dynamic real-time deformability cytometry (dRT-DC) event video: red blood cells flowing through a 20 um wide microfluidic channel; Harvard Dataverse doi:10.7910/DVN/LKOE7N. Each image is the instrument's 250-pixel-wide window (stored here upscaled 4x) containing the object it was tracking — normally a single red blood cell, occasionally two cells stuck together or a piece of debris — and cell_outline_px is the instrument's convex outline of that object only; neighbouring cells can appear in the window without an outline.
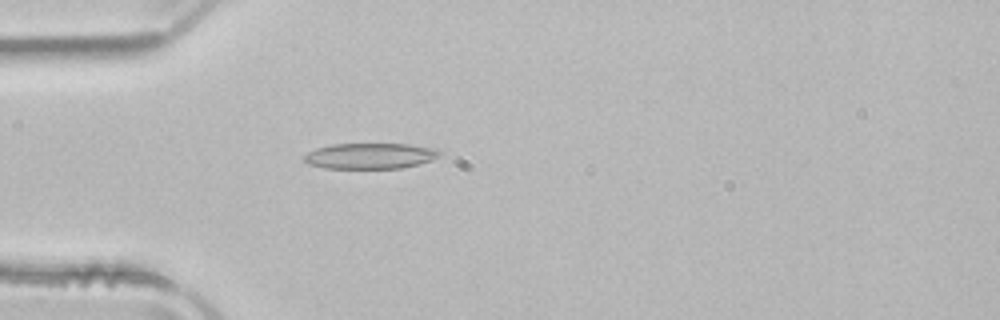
{"species": "common noctule bat (a hibernating species)", "species_latin": "Nyctalus noctula", "temperature_condition": "room temperature", "stored_images_in_passage": 43, "camera_frame_rate_fps": 3000, "um_per_image_px": 0.085, "animal": {"sex": "male", "body_mass_g": 21.5, "forearm_length_mm": 52.0}, "frame": {"image": 1, "passage_image": 6, "time_ms": 1.667, "image_size_px": [1000, 320], "cell_outline_px": [[440, 152], [432, 160], [400, 168], [324, 168], [308, 164], [304, 160], [304, 156], [308, 152], [316, 148], [332, 144], [408, 144], [440, 148]], "centroid_in_image_um": [31.45, 13.24], "position_along_channel_um": 53.5, "area_um2": 20.23}}
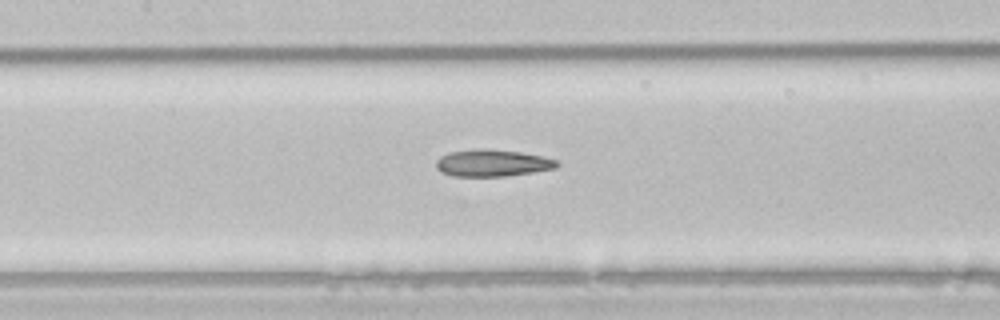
{"frame": {"image": 2, "passage_image": 15, "time_ms": 4.667, "image_size_px": [1000, 320], "cell_outline_px": [[560, 164], [556, 168], [532, 172], [504, 176], [452, 176], [440, 172], [436, 168], [436, 160], [440, 156], [448, 152], [472, 148], [484, 148], [520, 152], [540, 156], [556, 160]], "centroid_in_image_um": [41.78, 13.84], "position_along_channel_um": 165.6, "area_um2": 19.07}}
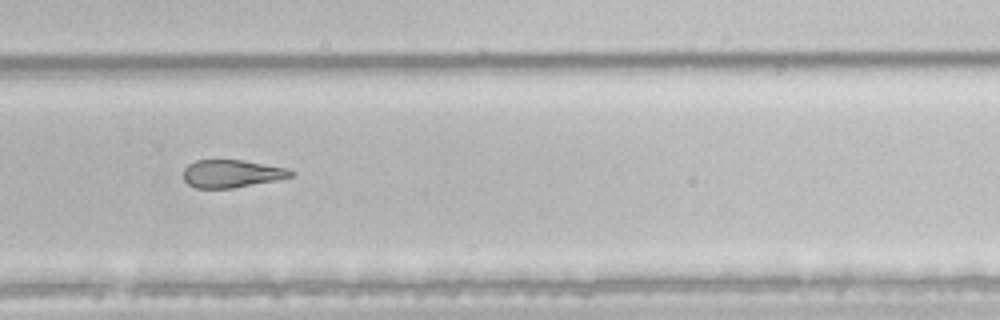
{"frame": {"image": 3, "passage_image": 26, "time_ms": 8.333, "image_size_px": [1000, 320], "cell_outline_px": [[296, 172], [292, 176], [276, 180], [232, 188], [196, 188], [188, 184], [184, 180], [184, 168], [188, 164], [196, 160], [244, 160], [288, 168]], "centroid_in_image_um": [19.7, 14.75], "position_along_channel_um": 310.1, "area_um2": 17.4}, "authors_computed_cell_mechanics": {"area_um2": 19.5942, "velocity_mm_per_s": 3.9752, "shape_relaxation_time_tau1_ms": null, "shape_relaxation_time_tau2_ms": 4.9271, "deformation_change_tau1": null, "deformation_change_tau2": 0.1576}}